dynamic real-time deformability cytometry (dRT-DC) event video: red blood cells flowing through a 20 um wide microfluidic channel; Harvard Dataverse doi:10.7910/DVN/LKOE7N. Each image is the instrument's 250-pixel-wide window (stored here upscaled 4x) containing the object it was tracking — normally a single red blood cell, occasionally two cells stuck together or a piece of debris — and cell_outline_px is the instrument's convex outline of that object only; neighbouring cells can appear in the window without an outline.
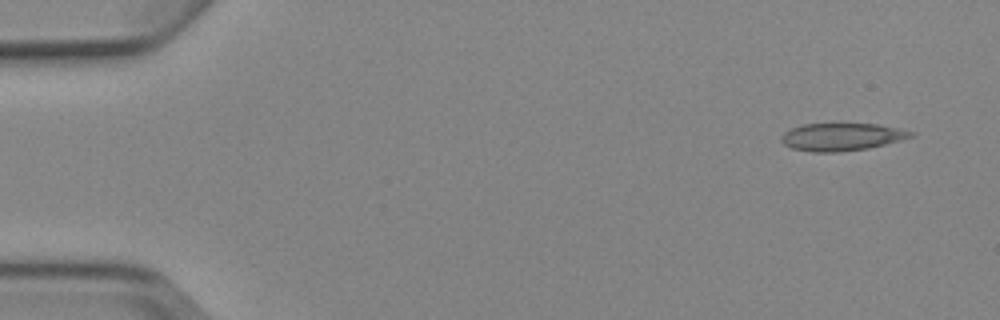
{"species": "Egyptian fruit bat (a non-hibernating species)", "species_latin": "Rousettus aegyptiacus", "temperature_condition": "cold", "stored_images_in_passage": 6, "camera_frame_rate_fps": 3000, "um_per_image_px": 0.085, "animal": {"sex": "female"}, "frame": {"image": 1, "passage_image": 1, "time_ms": 0.0, "image_size_px": [1000, 320], "cell_outline_px": [[916, 132], [912, 136], [900, 140], [868, 148], [840, 152], [812, 152], [792, 148], [784, 144], [780, 140], [780, 136], [784, 132], [792, 128], [804, 124], [876, 124]], "centroid_in_image_um": [71.5, 11.64], "position_along_channel_um": 13.5, "area_um2": 20.63}}
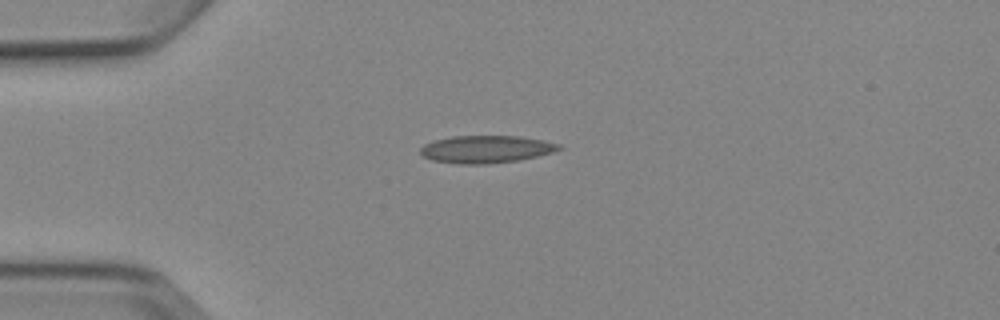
{"frame": {"image": 2, "passage_image": 4, "time_ms": 3.333, "image_size_px": [1000, 320], "cell_outline_px": [[564, 148], [552, 152], [520, 160], [484, 164], [460, 164], [432, 160], [424, 156], [420, 152], [420, 148], [424, 144], [432, 140], [452, 136], [520, 136], [544, 140], [560, 144]], "centroid_in_image_um": [41.32, 12.67], "position_along_channel_um": 43.7, "area_um2": 22.25}}
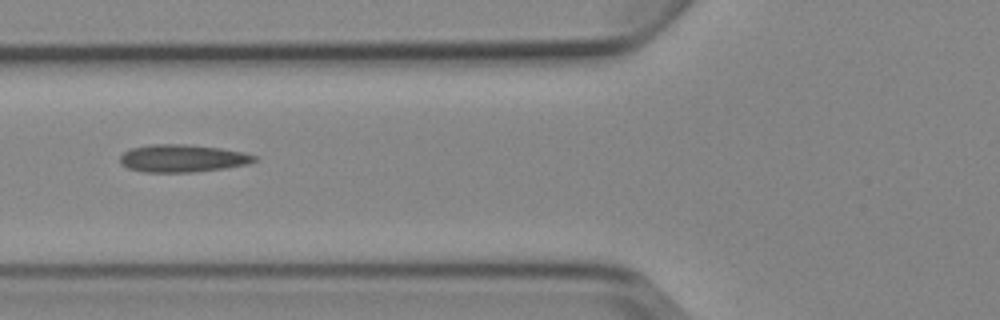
{"frame": {"image": 3, "passage_image": 6, "time_ms": 5.667, "image_size_px": [1000, 320], "cell_outline_px": [[260, 160], [248, 164], [224, 168], [192, 172], [144, 172], [128, 168], [120, 164], [120, 156], [124, 152], [132, 148], [152, 144], [184, 144], [220, 148], [244, 152], [256, 156]], "centroid_in_image_um": [15.53, 13.46], "position_along_channel_um": 110.3, "area_um2": 21.62}}